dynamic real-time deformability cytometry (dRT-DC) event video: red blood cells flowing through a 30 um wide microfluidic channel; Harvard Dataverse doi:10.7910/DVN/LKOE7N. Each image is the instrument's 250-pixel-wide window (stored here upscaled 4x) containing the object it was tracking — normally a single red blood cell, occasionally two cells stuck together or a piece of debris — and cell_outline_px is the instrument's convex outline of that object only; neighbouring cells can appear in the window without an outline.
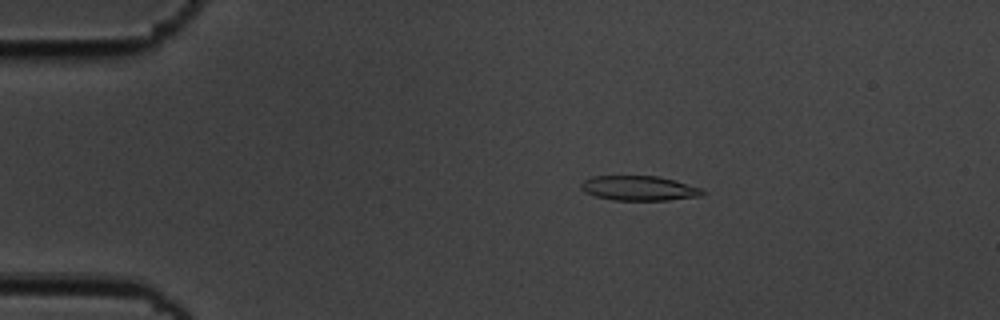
{"species": "common noctule bat (a hibernating species)", "species_latin": "Nyctalus noctula", "temperature_condition": "cold", "stored_images_in_passage": 46, "camera_frame_rate_fps": 3000, "um_per_image_px": 0.085, "animal": {"sex": "male", "body_mass_g": 19.5, "forearm_length_mm": 54.6}, "frame": {"image": 1, "passage_image": 1, "time_ms": 0.0, "image_size_px": [1000, 320], "cell_outline_px": [[708, 192], [700, 196], [668, 200], [612, 200], [596, 196], [584, 192], [580, 188], [580, 184], [584, 180], [592, 176], [656, 176], [676, 180], [700, 188]], "centroid_in_image_um": [54.31, 16.0], "position_along_channel_um": 30.7, "area_um2": 17.57}}
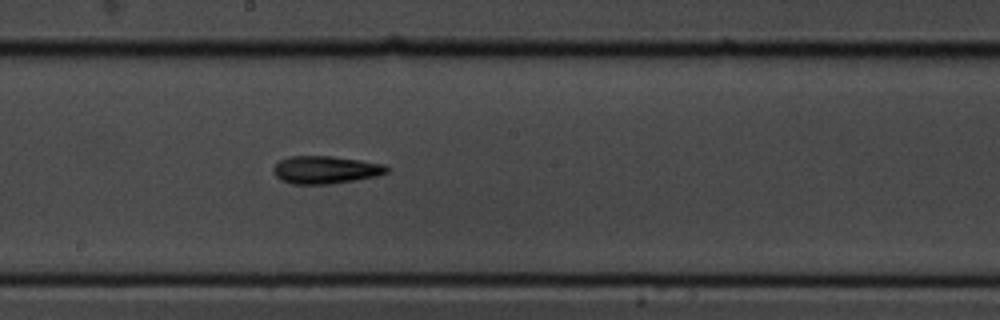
{"frame": {"image": 2, "passage_image": 21, "time_ms": 6.667, "image_size_px": [1000, 320], "cell_outline_px": [[392, 168], [388, 172], [376, 176], [332, 184], [292, 184], [280, 180], [272, 172], [272, 168], [280, 160], [288, 156], [328, 156], [360, 160], [384, 164]], "centroid_in_image_um": [27.66, 14.43], "position_along_channel_um": 220.5, "area_um2": 18.44}}
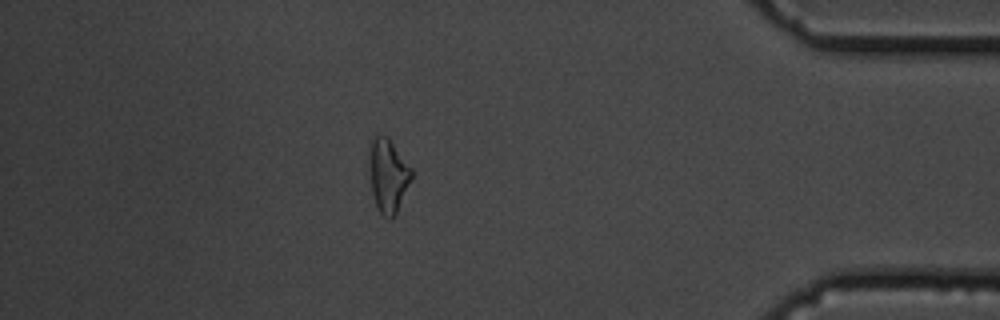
{"frame": {"image": 3, "passage_image": 39, "time_ms": 12.667, "image_size_px": [1000, 320], "cell_outline_px": [[412, 180], [396, 212], [388, 220], [380, 212], [376, 204], [372, 192], [368, 156], [368, 144], [376, 136], [388, 136], [412, 168]], "centroid_in_image_um": [32.98, 14.87], "position_along_channel_um": 402.2, "area_um2": 18.15}, "authors_computed_cell_mechanics": {"area_um2": 17.9758, "velocity_mm_per_s": 3.6512, "shape_relaxation_time_tau1_ms": 5.1825, "shape_relaxation_time_tau2_ms": 7.1009, "deformation_change_tau1": 0.1249, "deformation_change_tau2": 0.1925}}